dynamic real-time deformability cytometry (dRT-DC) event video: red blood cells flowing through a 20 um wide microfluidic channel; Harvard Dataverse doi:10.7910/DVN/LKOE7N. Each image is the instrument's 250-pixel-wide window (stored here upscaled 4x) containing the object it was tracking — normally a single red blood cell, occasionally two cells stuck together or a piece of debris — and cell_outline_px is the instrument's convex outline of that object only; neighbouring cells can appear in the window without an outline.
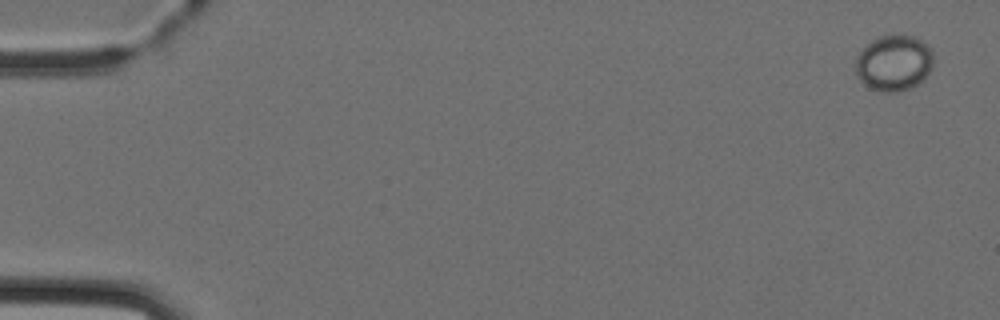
{"species": "Egyptian fruit bat (a non-hibernating species)", "species_latin": "Rousettus aegyptiacus", "temperature_condition": "cold", "stored_images_in_passage": 5, "camera_frame_rate_fps": 3000, "um_per_image_px": 0.085, "animal": {"sex": "female"}, "frame": {"image": 1, "passage_image": 1, "time_ms": 0.0, "image_size_px": [1000, 320], "cell_outline_px": [[932, 68], [924, 80], [908, 88], [896, 92], [884, 92], [872, 88], [864, 84], [856, 76], [856, 56], [872, 40], [880, 36], [896, 32], [912, 36], [928, 44], [932, 48]], "centroid_in_image_um": [75.99, 5.32], "position_along_channel_um": 9.0, "area_um2": 25.61}}
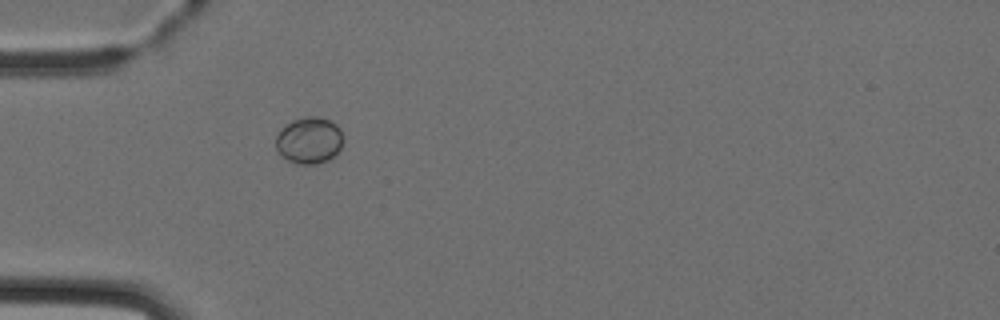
{"frame": {"image": 2, "passage_image": 5, "time_ms": 4.667, "image_size_px": [1000, 320], "cell_outline_px": [[344, 140], [340, 148], [328, 160], [316, 164], [296, 164], [288, 160], [276, 148], [276, 136], [292, 120], [304, 116], [320, 116], [336, 124], [340, 128], [344, 136]], "centroid_in_image_um": [26.32, 11.92], "position_along_channel_um": 58.7, "area_um2": 18.21}}